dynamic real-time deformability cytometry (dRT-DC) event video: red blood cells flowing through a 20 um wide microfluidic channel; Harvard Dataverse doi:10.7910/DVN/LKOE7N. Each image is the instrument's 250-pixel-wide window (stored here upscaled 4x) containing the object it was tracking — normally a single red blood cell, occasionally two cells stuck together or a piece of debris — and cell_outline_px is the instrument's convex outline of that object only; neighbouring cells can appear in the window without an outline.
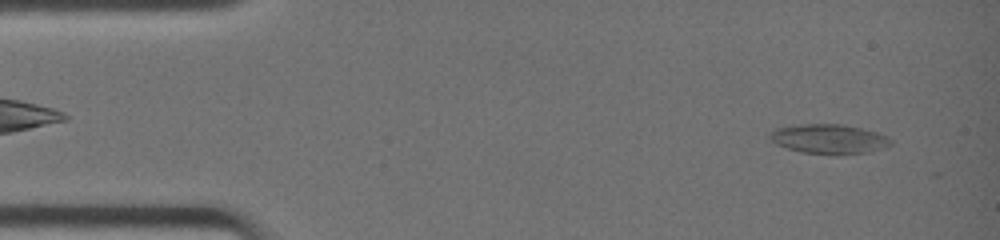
{"species": "common noctule bat (a hibernating species)", "species_latin": "Nyctalus noctula", "temperature_condition": "warm", "stored_images_in_passage": 10, "camera_frame_rate_fps": 3000, "um_per_image_px": 0.085, "animal": {"sex": "female", "body_mass_g": 19.0, "forearm_length_mm": 51.5}, "frame": {"image": 1, "passage_image": 2, "time_ms": 0.333, "image_size_px": [1000, 240], "cell_outline_px": [[892, 144], [872, 152], [836, 156], [800, 152], [776, 144], [768, 136], [776, 128], [800, 124], [840, 124], [860, 128], [876, 132], [892, 140]], "centroid_in_image_um": [70.47, 11.84], "position_along_channel_um": 14.5, "area_um2": 20.98}}
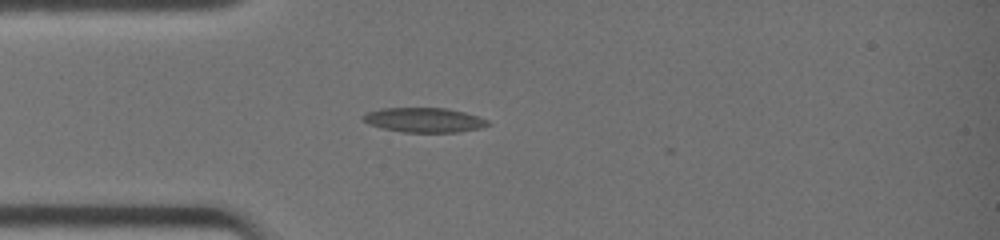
{"frame": {"image": 2, "passage_image": 10, "time_ms": 3.0, "image_size_px": [1000, 240], "cell_outline_px": [[488, 124], [480, 128], [456, 132], [404, 132], [380, 128], [368, 124], [360, 120], [360, 116], [368, 112], [384, 108], [444, 108], [464, 112], [488, 120]], "centroid_in_image_um": [35.96, 10.2], "position_along_channel_um": 49.0, "area_um2": 17.8}}